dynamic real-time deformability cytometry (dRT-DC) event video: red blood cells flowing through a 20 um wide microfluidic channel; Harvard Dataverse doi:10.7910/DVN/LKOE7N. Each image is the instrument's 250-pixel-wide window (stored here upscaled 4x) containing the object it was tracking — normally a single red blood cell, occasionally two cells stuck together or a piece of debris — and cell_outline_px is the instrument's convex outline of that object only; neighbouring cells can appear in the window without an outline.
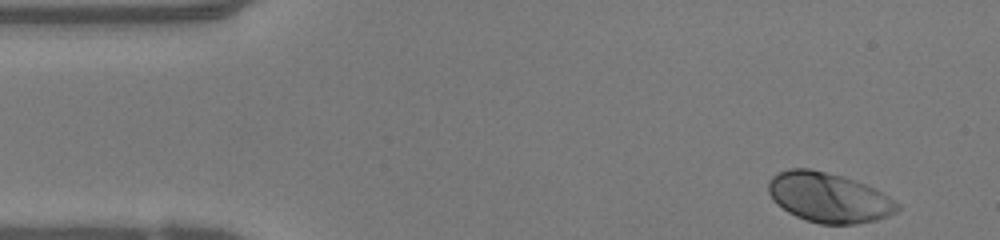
{"species": "human", "species_latin": "Homo sapiens", "temperature_condition": "warm", "stored_images_in_passage": 39, "camera_frame_rate_fps": 3000, "um_per_image_px": 0.085, "donor": {"sex": "female"}, "frame": {"image": 1, "passage_image": 1, "time_ms": 0.0, "image_size_px": [1000, 240], "cell_outline_px": [[900, 208], [896, 212], [888, 216], [876, 220], [856, 224], [820, 224], [804, 220], [788, 212], [776, 204], [772, 200], [768, 192], [768, 180], [772, 176], [788, 168], [808, 168], [828, 172], [844, 176], [864, 184], [888, 196], [900, 204]], "centroid_in_image_um": [70.41, 16.79], "position_along_channel_um": 14.6, "area_um2": 37.57}}
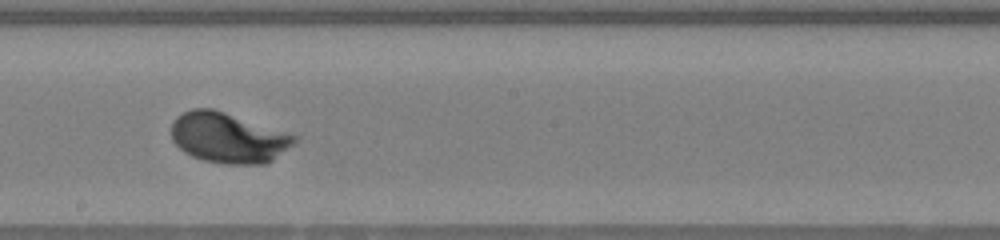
{"frame": {"image": 2, "passage_image": 24, "time_ms": 7.667, "image_size_px": [1000, 240], "cell_outline_px": [[300, 136], [292, 144], [272, 160], [264, 164], [224, 164], [204, 160], [192, 156], [184, 152], [172, 140], [172, 120], [176, 116], [192, 108], [212, 108]], "centroid_in_image_um": [19.38, 11.7], "position_along_channel_um": 228.8, "area_um2": 35.95}}
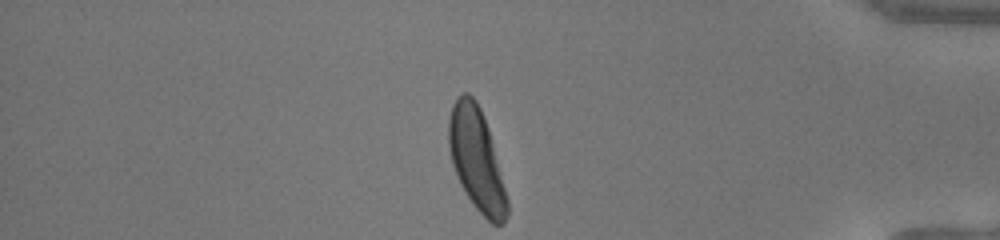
{"frame": {"image": 3, "passage_image": 39, "time_ms": 12.667, "image_size_px": [1000, 240], "cell_outline_px": [[508, 212], [504, 224], [492, 224], [472, 204], [460, 184], [456, 176], [452, 164], [448, 148], [448, 120], [452, 104], [460, 92], [468, 92], [476, 100], [480, 108], [488, 128], [508, 200]], "centroid_in_image_um": [40.47, 13.53], "position_along_channel_um": 394.7, "area_um2": 34.8}, "authors_computed_cell_mechanics": {"area_um2": 35.1424, "velocity_mm_per_s": 4.0552, "shape_relaxation_time_tau1_ms": 1.6978, "shape_relaxation_time_tau2_ms": null, "deformation_change_tau1": 0.1699, "deformation_change_tau2": null}}